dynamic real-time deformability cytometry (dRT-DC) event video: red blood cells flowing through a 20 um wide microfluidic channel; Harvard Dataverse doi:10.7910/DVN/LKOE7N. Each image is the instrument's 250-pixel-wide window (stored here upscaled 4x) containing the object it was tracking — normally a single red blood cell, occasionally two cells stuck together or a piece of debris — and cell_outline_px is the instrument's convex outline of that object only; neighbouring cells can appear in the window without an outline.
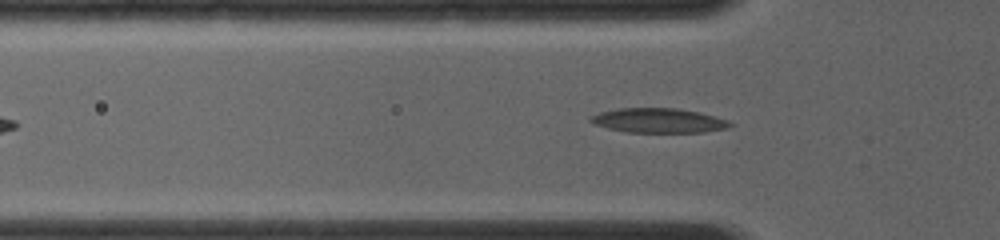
{"species": "common noctule bat (a hibernating species)", "species_latin": "Nyctalus noctula", "temperature_condition": "room temperature", "stored_images_in_passage": 16, "camera_frame_rate_fps": 4000, "um_per_image_px": 0.085, "animal": {"sex": "female", "body_mass_g": 19.0, "forearm_length_mm": 56.7}, "frame": {"image": 1, "passage_image": 5, "time_ms": 1.0, "image_size_px": [1000, 240], "cell_outline_px": [[732, 124], [728, 128], [704, 132], [628, 132], [608, 128], [592, 124], [588, 120], [588, 116], [600, 112], [620, 108], [676, 108], [696, 112], [728, 120]], "centroid_in_image_um": [55.91, 10.24], "position_along_channel_um": 69.9, "area_um2": 19.83}}
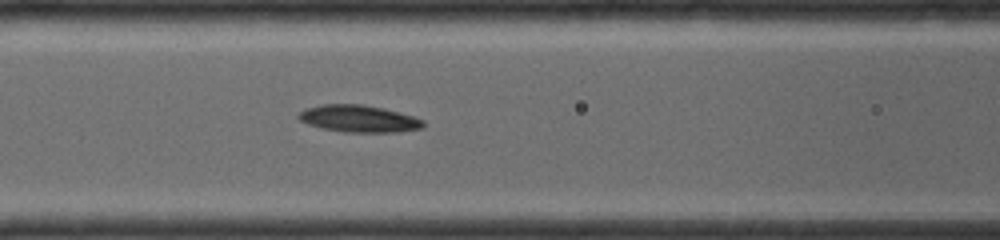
{"frame": {"image": 2, "passage_image": 11, "time_ms": 2.5, "image_size_px": [1000, 240], "cell_outline_px": [[424, 124], [420, 128], [396, 132], [344, 132], [320, 128], [308, 124], [300, 120], [296, 116], [300, 112], [308, 108], [320, 104], [360, 104], [384, 108], [412, 116], [424, 120]], "centroid_in_image_um": [30.46, 10.09], "position_along_channel_um": 136.1, "area_um2": 19.54}}
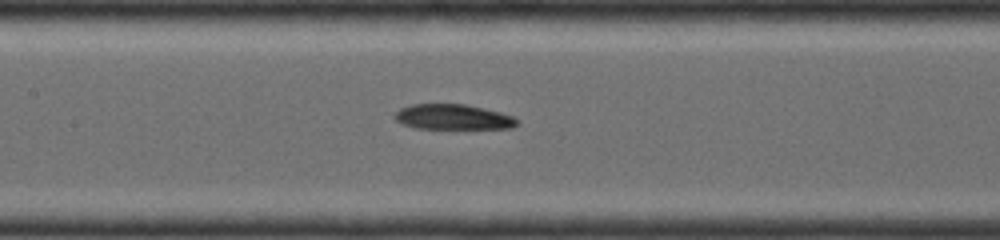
{"frame": {"image": 3, "passage_image": 14, "time_ms": 3.25, "image_size_px": [1000, 240], "cell_outline_px": [[520, 124], [512, 128], [416, 128], [404, 124], [396, 120], [392, 116], [400, 108], [412, 104], [464, 104], [500, 112], [512, 116]], "centroid_in_image_um": [38.49, 9.94], "position_along_channel_um": 168.9, "area_um2": 17.8}}